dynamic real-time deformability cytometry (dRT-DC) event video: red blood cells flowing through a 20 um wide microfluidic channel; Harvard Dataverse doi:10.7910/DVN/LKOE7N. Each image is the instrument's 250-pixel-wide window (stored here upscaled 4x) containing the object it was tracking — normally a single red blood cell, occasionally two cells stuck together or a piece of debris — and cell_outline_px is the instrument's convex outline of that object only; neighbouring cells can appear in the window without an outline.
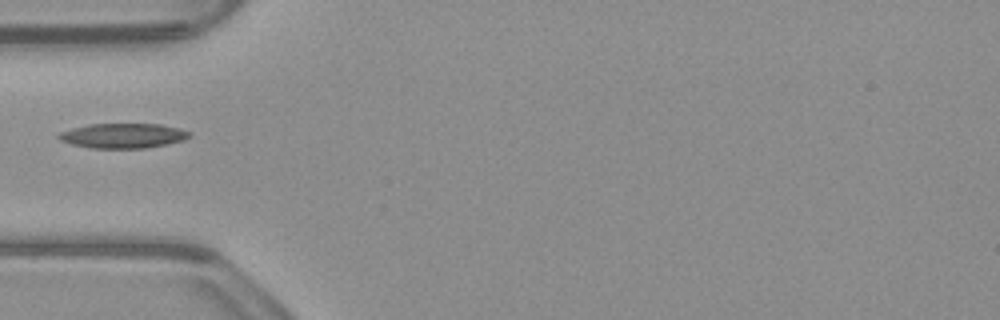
{"species": "common noctule bat (a hibernating species)", "species_latin": "Nyctalus noctula", "temperature_condition": "warm", "stored_images_in_passage": 37, "camera_frame_rate_fps": 3000, "um_per_image_px": 0.085, "animal": {"sex": "male", "body_mass_g": 23.1, "forearm_length_mm": 52.7}, "frame": {"image": 1, "passage_image": 1, "time_ms": 0.0, "image_size_px": [1000, 320], "cell_outline_px": [[192, 136], [184, 140], [168, 144], [144, 148], [92, 148], [72, 144], [60, 140], [56, 136], [60, 132], [72, 128], [88, 124], [160, 124], [180, 128], [192, 132]], "centroid_in_image_um": [10.5, 11.53], "position_along_channel_um": 74.5, "area_um2": 19.02}}
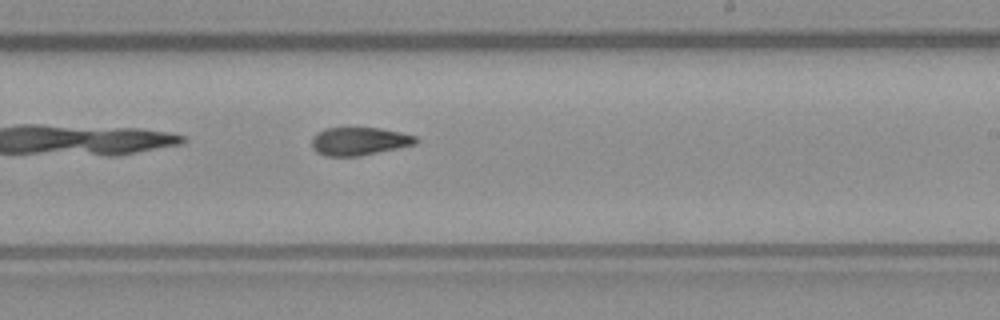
{"frame": {"image": 2, "passage_image": 15, "time_ms": 4.667, "image_size_px": [1000, 320], "cell_outline_px": [[420, 140], [416, 144], [360, 156], [324, 156], [316, 152], [312, 148], [312, 136], [316, 132], [324, 128], [380, 128], [400, 132], [416, 136]], "centroid_in_image_um": [30.51, 12.0], "position_along_channel_um": 258.5, "area_um2": 17.17}}
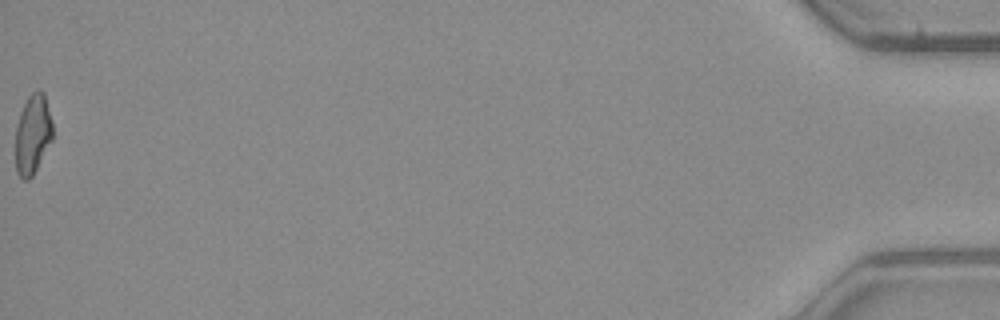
{"frame": {"image": 3, "passage_image": 37, "time_ms": 12.0, "image_size_px": [1000, 320], "cell_outline_px": [[52, 140], [32, 176], [28, 180], [24, 180], [16, 172], [16, 128], [20, 112], [28, 96], [32, 92], [40, 88], [44, 92], [52, 120]], "centroid_in_image_um": [2.79, 11.38], "position_along_channel_um": 432.4, "area_um2": 17.22}}